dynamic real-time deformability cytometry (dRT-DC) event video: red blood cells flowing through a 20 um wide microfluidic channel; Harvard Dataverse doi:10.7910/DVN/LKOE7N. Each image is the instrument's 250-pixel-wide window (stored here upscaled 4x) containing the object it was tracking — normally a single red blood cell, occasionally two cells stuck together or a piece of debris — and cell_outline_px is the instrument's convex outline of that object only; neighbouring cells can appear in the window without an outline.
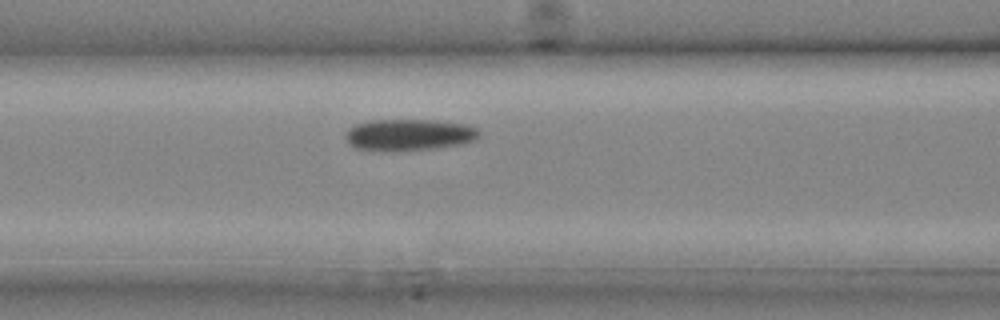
{"species": "common noctule bat (a hibernating species)", "species_latin": "Nyctalus noctula", "temperature_condition": "cold", "stored_images_in_passage": 6, "camera_frame_rate_fps": 3000, "um_per_image_px": 0.085, "animal": {"sex": "male", "body_mass_g": 20.4}, "frame": {"image": 1, "passage_image": 4, "time_ms": 1.0, "image_size_px": [1000, 320], "cell_outline_px": [[480, 136], [476, 140], [464, 144], [436, 148], [396, 152], [356, 148], [348, 140], [348, 128], [356, 124], [368, 120], [432, 120], [468, 124], [476, 128], [480, 132]], "centroid_in_image_um": [34.85, 11.46], "position_along_channel_um": 131.8, "area_um2": 24.74}}
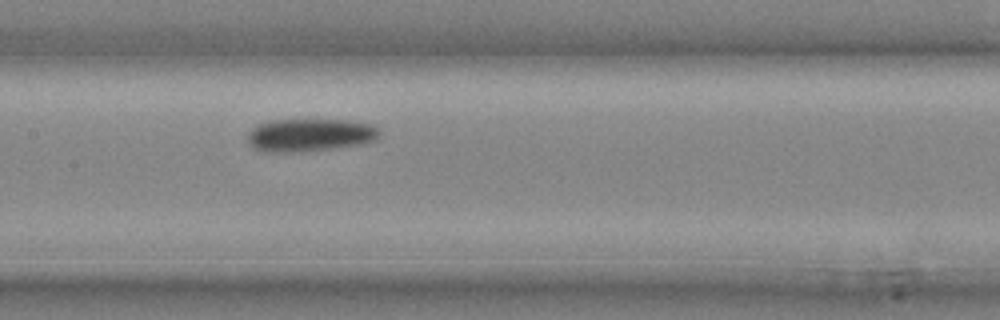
{"frame": {"image": 2, "passage_image": 6, "time_ms": 1.667, "image_size_px": [1000, 320], "cell_outline_px": [[380, 136], [376, 140], [360, 144], [332, 148], [300, 152], [264, 152], [252, 148], [248, 140], [248, 132], [252, 128], [260, 124], [272, 120], [344, 120], [372, 124], [380, 132]], "centroid_in_image_um": [26.32, 11.48], "position_along_channel_um": 181.1, "area_um2": 25.2}}